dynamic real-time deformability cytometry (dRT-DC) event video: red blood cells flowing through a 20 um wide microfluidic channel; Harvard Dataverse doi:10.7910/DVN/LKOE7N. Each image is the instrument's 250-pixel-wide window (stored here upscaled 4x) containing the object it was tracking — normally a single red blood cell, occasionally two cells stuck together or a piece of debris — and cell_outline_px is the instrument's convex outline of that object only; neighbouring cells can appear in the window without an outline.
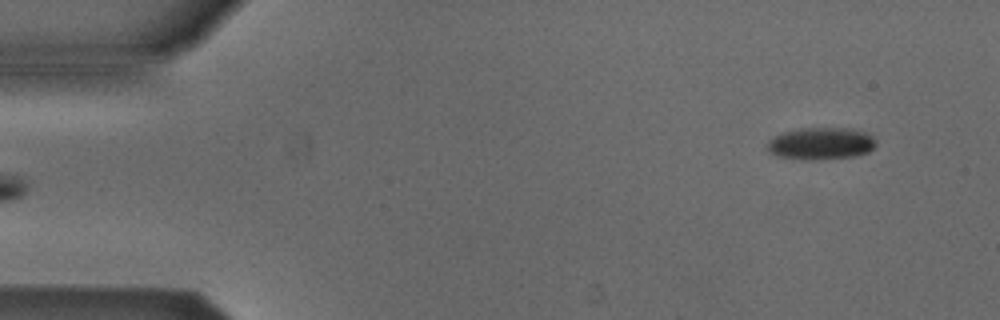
{"species": "Egyptian fruit bat (a non-hibernating species)", "species_latin": "Rousettus aegyptiacus", "temperature_condition": "cold", "stored_images_in_passage": 5, "segment_of_instrument_passage": [2, 2], "camera_frame_rate_fps": 3000, "um_per_image_px": 0.085, "animal": {"sex": "male"}, "frame": {"image": 1, "passage_image": 5, "time_ms": 1.333, "image_size_px": [1000, 320], "cell_outline_px": [[876, 144], [868, 152], [856, 156], [816, 160], [800, 160], [776, 156], [768, 152], [764, 148], [768, 140], [784, 132], [800, 128], [852, 128], [864, 132], [872, 136], [876, 140]], "centroid_in_image_um": [69.73, 12.21], "position_along_channel_um": 15.3, "area_um2": 20.69}}